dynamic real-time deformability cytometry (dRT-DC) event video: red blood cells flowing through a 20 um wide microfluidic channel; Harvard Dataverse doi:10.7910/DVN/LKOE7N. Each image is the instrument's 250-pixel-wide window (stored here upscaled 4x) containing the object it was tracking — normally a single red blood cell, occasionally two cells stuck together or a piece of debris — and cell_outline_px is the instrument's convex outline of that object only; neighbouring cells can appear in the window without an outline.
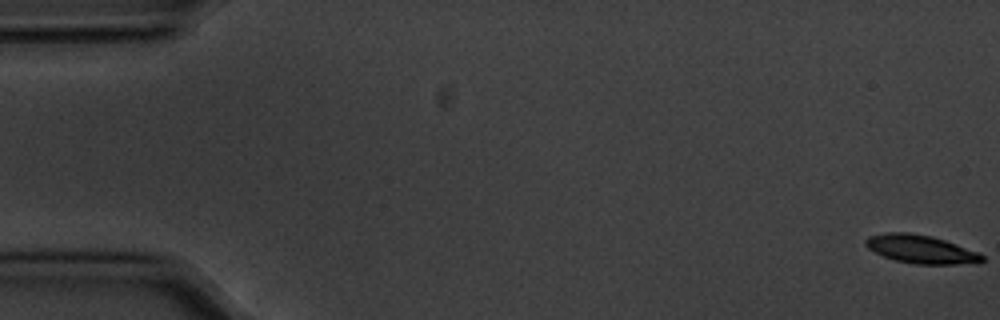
{"species": "common noctule bat (a hibernating species)", "species_latin": "Nyctalus noctula", "temperature_condition": "cold", "stored_images_in_passage": 57, "camera_frame_rate_fps": 3000, "um_per_image_px": 0.085, "animal": {"sex": "male", "body_mass_g": 20.1, "forearm_length_mm": 53.5}, "frame": {"image": 1, "passage_image": 1, "time_ms": 0.0, "image_size_px": [1000, 320], "cell_outline_px": [[984, 260], [980, 264], [916, 264], [896, 260], [884, 256], [868, 248], [864, 244], [864, 240], [868, 236], [884, 232], [908, 232], [932, 236], [980, 252], [984, 256]], "centroid_in_image_um": [78.31, 21.18], "position_along_channel_um": 6.7, "area_um2": 19.42}}
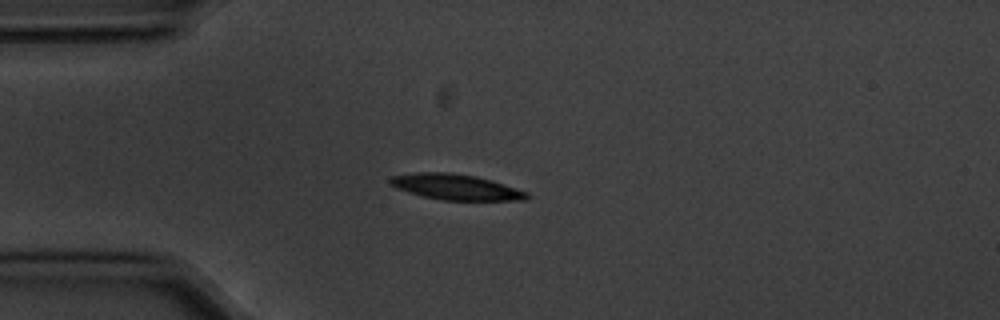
{"frame": {"image": 2, "passage_image": 15, "time_ms": 4.667, "image_size_px": [1000, 320], "cell_outline_px": [[532, 196], [528, 200], [444, 200], [420, 196], [396, 188], [388, 184], [388, 180], [392, 176], [416, 172], [448, 172], [476, 176], [492, 180], [528, 192]], "centroid_in_image_um": [38.75, 15.89], "position_along_channel_um": 46.3, "area_um2": 20.63}}
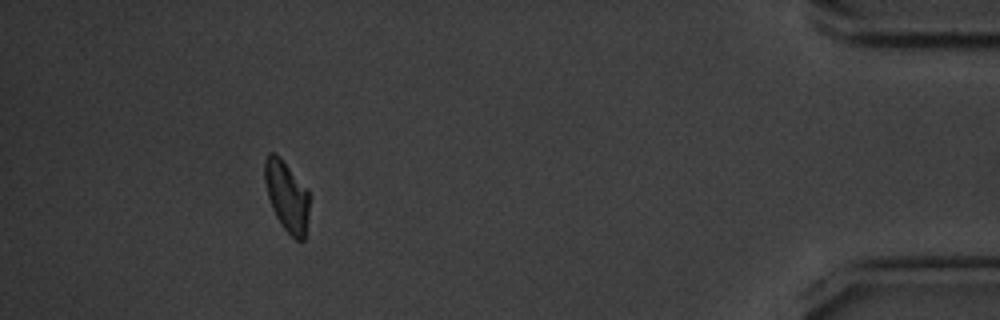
{"frame": {"image": 3, "passage_image": 52, "time_ms": 17.0, "image_size_px": [1000, 320], "cell_outline_px": [[308, 216], [304, 240], [296, 240], [280, 224], [272, 208], [268, 196], [264, 180], [264, 160], [268, 152], [276, 152], [280, 156], [308, 192]], "centroid_in_image_um": [24.34, 16.65], "position_along_channel_um": 410.9, "area_um2": 18.09}, "authors_computed_cell_mechanics": {"area_um2": 19.363, "velocity_mm_per_s": 3.5475, "shape_relaxation_time_tau1_ms": 2.2371, "shape_relaxation_time_tau2_ms": null, "deformation_change_tau1": 0.1239, "deformation_change_tau2": null}}